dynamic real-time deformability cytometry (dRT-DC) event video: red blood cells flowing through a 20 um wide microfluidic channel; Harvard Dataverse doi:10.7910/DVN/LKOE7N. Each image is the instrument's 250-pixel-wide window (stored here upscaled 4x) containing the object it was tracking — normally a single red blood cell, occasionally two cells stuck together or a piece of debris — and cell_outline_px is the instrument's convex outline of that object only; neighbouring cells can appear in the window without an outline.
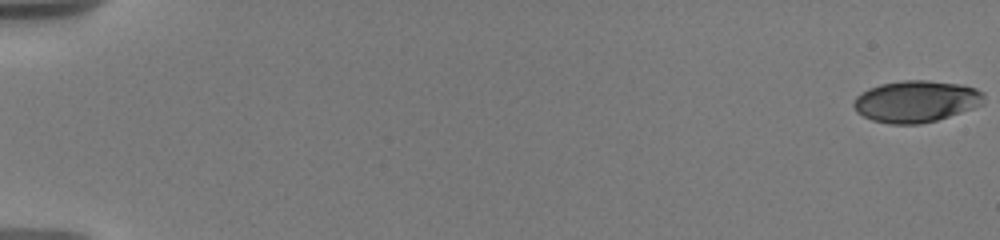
{"species": "human", "species_latin": "Homo sapiens", "temperature_condition": "warm", "stored_images_in_passage": 16, "camera_frame_rate_fps": 3000, "um_per_image_px": 0.085, "donor": {"sex": "male"}, "frame": {"image": 1, "passage_image": 1, "time_ms": 0.0, "image_size_px": [1000, 240], "cell_outline_px": [[984, 104], [936, 120], [920, 124], [888, 124], [872, 120], [856, 112], [852, 104], [852, 100], [860, 92], [868, 88], [880, 84], [904, 80], [928, 80], [960, 84], [976, 88], [984, 92]], "centroid_in_image_um": [77.84, 8.61], "position_along_channel_um": 7.2, "area_um2": 31.85}}